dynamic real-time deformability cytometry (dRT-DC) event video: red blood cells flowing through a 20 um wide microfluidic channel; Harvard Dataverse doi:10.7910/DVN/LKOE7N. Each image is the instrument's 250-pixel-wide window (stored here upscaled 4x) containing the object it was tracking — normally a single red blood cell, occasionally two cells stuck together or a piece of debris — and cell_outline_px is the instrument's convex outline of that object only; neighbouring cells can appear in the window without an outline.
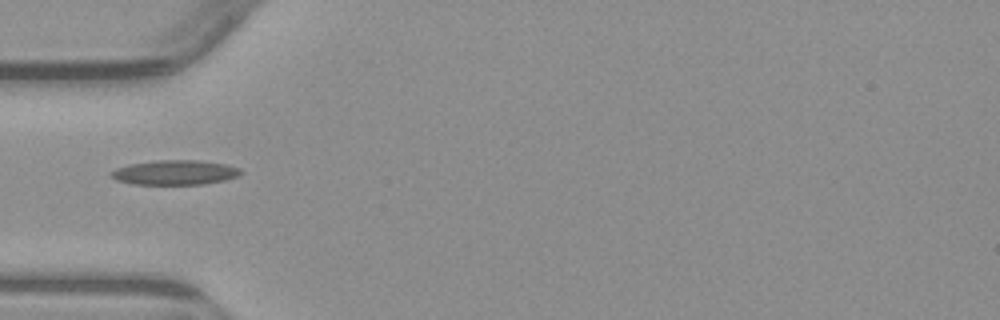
{"species": "common noctule bat (a hibernating species)", "species_latin": "Nyctalus noctula", "temperature_condition": "warm", "stored_images_in_passage": 3, "camera_frame_rate_fps": 3000, "um_per_image_px": 0.085, "animal": {"sex": "male", "body_mass_g": 23.1, "forearm_length_mm": 52.7}, "frame": {"image": 1, "passage_image": 3, "time_ms": 5.0, "image_size_px": [1000, 320], "cell_outline_px": [[244, 172], [236, 176], [224, 180], [204, 184], [132, 184], [116, 180], [108, 172], [116, 168], [128, 164], [160, 160], [196, 160], [224, 164], [240, 168]], "centroid_in_image_um": [14.84, 14.66], "position_along_channel_um": 70.2, "area_um2": 18.55}}